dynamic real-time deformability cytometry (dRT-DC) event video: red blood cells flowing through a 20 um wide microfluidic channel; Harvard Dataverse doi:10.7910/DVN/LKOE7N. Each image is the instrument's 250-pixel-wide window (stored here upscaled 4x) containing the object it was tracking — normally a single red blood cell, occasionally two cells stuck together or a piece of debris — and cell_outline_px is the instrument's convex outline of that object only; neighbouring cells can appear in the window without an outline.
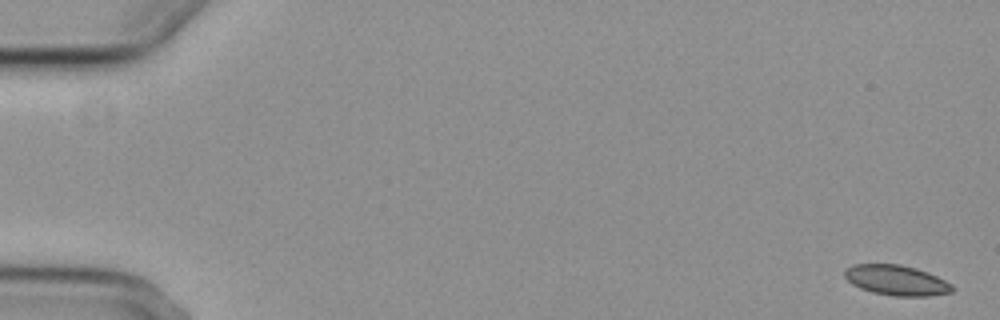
{"species": "common noctule bat (a hibernating species)", "species_latin": "Nyctalus noctula", "temperature_condition": "cold", "stored_images_in_passage": 9, "camera_frame_rate_fps": 3000, "um_per_image_px": 0.085, "animal": {"sex": "female", "body_mass_g": 29.2, "forearm_length_mm": 56.3}, "frame": {"image": 1, "passage_image": 1, "time_ms": 0.0, "image_size_px": [1000, 320], "cell_outline_px": [[956, 288], [952, 292], [928, 296], [892, 296], [872, 292], [860, 288], [852, 284], [844, 276], [844, 268], [852, 264], [900, 264], [916, 268], [936, 276], [952, 284]], "centroid_in_image_um": [76.18, 23.82], "position_along_channel_um": 8.8, "area_um2": 19.07}}
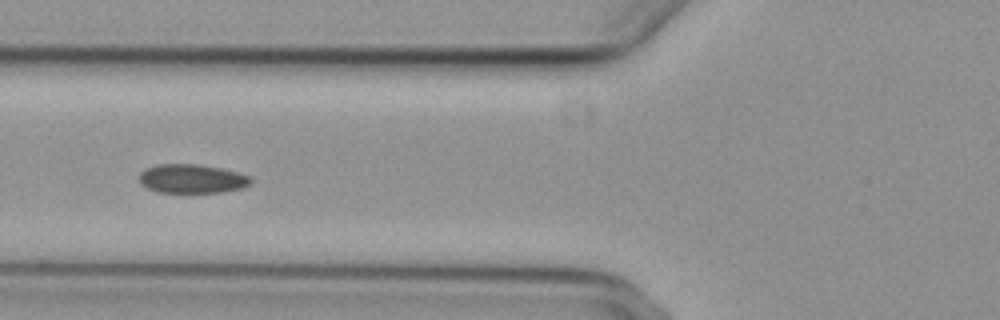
{"frame": {"image": 2, "passage_image": 7, "time_ms": 7.0, "image_size_px": [1000, 320], "cell_outline_px": [[252, 184], [244, 188], [224, 192], [156, 192], [140, 184], [140, 172], [144, 168], [156, 164], [200, 164], [224, 168], [240, 172], [252, 176]], "centroid_in_image_um": [16.37, 15.18], "position_along_channel_um": 109.4, "area_um2": 19.31}}
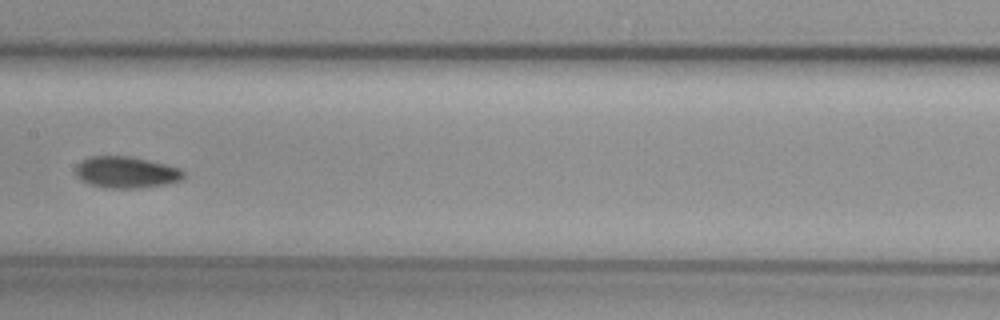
{"frame": {"image": 3, "passage_image": 9, "time_ms": 9.333, "image_size_px": [1000, 320], "cell_outline_px": [[184, 176], [180, 180], [164, 184], [140, 188], [104, 188], [80, 180], [76, 176], [76, 164], [80, 160], [88, 156], [132, 156], [168, 164], [180, 168], [184, 172]], "centroid_in_image_um": [10.7, 14.63], "position_along_channel_um": 196.7, "area_um2": 20.06}}